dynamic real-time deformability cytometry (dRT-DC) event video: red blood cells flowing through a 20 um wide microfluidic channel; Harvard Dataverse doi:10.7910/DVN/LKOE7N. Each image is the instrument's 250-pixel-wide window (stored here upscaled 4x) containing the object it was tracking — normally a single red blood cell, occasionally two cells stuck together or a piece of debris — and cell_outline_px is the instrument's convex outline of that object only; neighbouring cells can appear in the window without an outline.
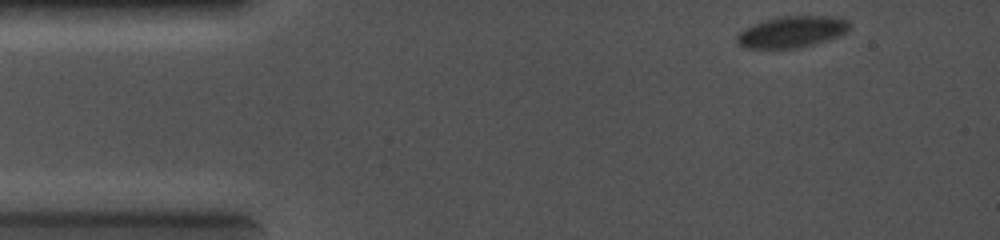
{"species": "common noctule bat (a hibernating species)", "species_latin": "Nyctalus noctula", "temperature_condition": "cold", "stored_images_in_passage": 3, "camera_frame_rate_fps": 5000, "um_per_image_px": 0.085, "animal": {"sex": "female", "body_mass_g": 19.0, "forearm_length_mm": 56.7}, "frame": {"image": 1, "passage_image": 1, "time_ms": 0.0, "image_size_px": [1000, 240], "cell_outline_px": [[848, 32], [840, 36], [828, 40], [800, 48], [744, 48], [736, 40], [736, 36], [744, 28], [764, 20], [780, 16], [828, 16], [848, 20]], "centroid_in_image_um": [67.31, 2.71], "position_along_channel_um": 17.7, "area_um2": 20.58}}
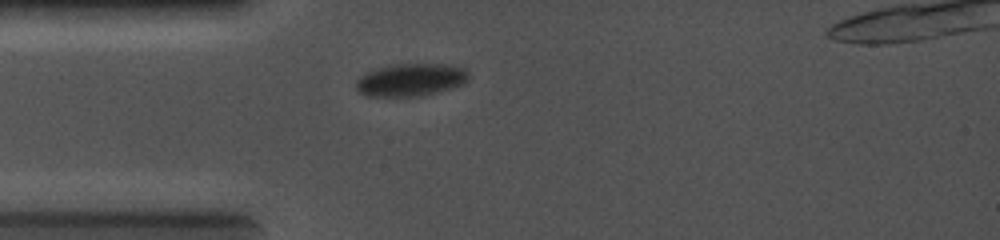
{"frame": {"image": 2, "passage_image": 3, "time_ms": 2.4, "image_size_px": [1000, 240], "cell_outline_px": [[468, 80], [464, 84], [452, 88], [420, 96], [364, 96], [356, 88], [356, 80], [364, 72], [392, 64], [444, 64], [464, 68], [468, 72]], "centroid_in_image_um": [34.89, 6.78], "position_along_channel_um": 50.1, "area_um2": 21.5}}